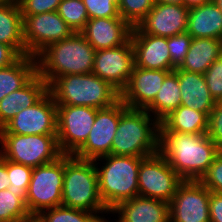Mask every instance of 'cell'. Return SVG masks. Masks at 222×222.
<instances>
[{
	"label": "cell",
	"mask_w": 222,
	"mask_h": 222,
	"mask_svg": "<svg viewBox=\"0 0 222 222\" xmlns=\"http://www.w3.org/2000/svg\"><path fill=\"white\" fill-rule=\"evenodd\" d=\"M159 153L183 180L199 181L220 151L207 134L159 132Z\"/></svg>",
	"instance_id": "cell-1"
},
{
	"label": "cell",
	"mask_w": 222,
	"mask_h": 222,
	"mask_svg": "<svg viewBox=\"0 0 222 222\" xmlns=\"http://www.w3.org/2000/svg\"><path fill=\"white\" fill-rule=\"evenodd\" d=\"M95 49L80 32L50 44L35 58L37 74L49 85L67 74H90L94 67Z\"/></svg>",
	"instance_id": "cell-2"
},
{
	"label": "cell",
	"mask_w": 222,
	"mask_h": 222,
	"mask_svg": "<svg viewBox=\"0 0 222 222\" xmlns=\"http://www.w3.org/2000/svg\"><path fill=\"white\" fill-rule=\"evenodd\" d=\"M145 109L128 108L120 100V120L111 154L146 158L159 152V122ZM153 121V122H152Z\"/></svg>",
	"instance_id": "cell-3"
},
{
	"label": "cell",
	"mask_w": 222,
	"mask_h": 222,
	"mask_svg": "<svg viewBox=\"0 0 222 222\" xmlns=\"http://www.w3.org/2000/svg\"><path fill=\"white\" fill-rule=\"evenodd\" d=\"M56 105L87 106L95 109L112 106L120 93L93 73L67 74L55 78L49 85Z\"/></svg>",
	"instance_id": "cell-4"
},
{
	"label": "cell",
	"mask_w": 222,
	"mask_h": 222,
	"mask_svg": "<svg viewBox=\"0 0 222 222\" xmlns=\"http://www.w3.org/2000/svg\"><path fill=\"white\" fill-rule=\"evenodd\" d=\"M61 205L91 213H109L99 195L94 160H82L64 154Z\"/></svg>",
	"instance_id": "cell-5"
},
{
	"label": "cell",
	"mask_w": 222,
	"mask_h": 222,
	"mask_svg": "<svg viewBox=\"0 0 222 222\" xmlns=\"http://www.w3.org/2000/svg\"><path fill=\"white\" fill-rule=\"evenodd\" d=\"M103 159L106 161L105 165L98 168L97 160ZM143 159L113 154L94 159L98 175L99 195L109 211L120 202L138 196V171Z\"/></svg>",
	"instance_id": "cell-6"
},
{
	"label": "cell",
	"mask_w": 222,
	"mask_h": 222,
	"mask_svg": "<svg viewBox=\"0 0 222 222\" xmlns=\"http://www.w3.org/2000/svg\"><path fill=\"white\" fill-rule=\"evenodd\" d=\"M0 144L4 159L32 168L54 162L63 155L57 135L0 133Z\"/></svg>",
	"instance_id": "cell-7"
},
{
	"label": "cell",
	"mask_w": 222,
	"mask_h": 222,
	"mask_svg": "<svg viewBox=\"0 0 222 222\" xmlns=\"http://www.w3.org/2000/svg\"><path fill=\"white\" fill-rule=\"evenodd\" d=\"M64 177V154L56 161L34 167L25 201L30 215L60 206Z\"/></svg>",
	"instance_id": "cell-8"
},
{
	"label": "cell",
	"mask_w": 222,
	"mask_h": 222,
	"mask_svg": "<svg viewBox=\"0 0 222 222\" xmlns=\"http://www.w3.org/2000/svg\"><path fill=\"white\" fill-rule=\"evenodd\" d=\"M183 181L158 152L140 162L138 195L169 203Z\"/></svg>",
	"instance_id": "cell-9"
},
{
	"label": "cell",
	"mask_w": 222,
	"mask_h": 222,
	"mask_svg": "<svg viewBox=\"0 0 222 222\" xmlns=\"http://www.w3.org/2000/svg\"><path fill=\"white\" fill-rule=\"evenodd\" d=\"M98 109L57 105V140L60 151L73 155L86 141Z\"/></svg>",
	"instance_id": "cell-10"
},
{
	"label": "cell",
	"mask_w": 222,
	"mask_h": 222,
	"mask_svg": "<svg viewBox=\"0 0 222 222\" xmlns=\"http://www.w3.org/2000/svg\"><path fill=\"white\" fill-rule=\"evenodd\" d=\"M25 55L36 57L50 44L70 37L74 32L57 11L22 15Z\"/></svg>",
	"instance_id": "cell-11"
},
{
	"label": "cell",
	"mask_w": 222,
	"mask_h": 222,
	"mask_svg": "<svg viewBox=\"0 0 222 222\" xmlns=\"http://www.w3.org/2000/svg\"><path fill=\"white\" fill-rule=\"evenodd\" d=\"M0 133L57 135V105L48 91L36 104L22 109Z\"/></svg>",
	"instance_id": "cell-12"
},
{
	"label": "cell",
	"mask_w": 222,
	"mask_h": 222,
	"mask_svg": "<svg viewBox=\"0 0 222 222\" xmlns=\"http://www.w3.org/2000/svg\"><path fill=\"white\" fill-rule=\"evenodd\" d=\"M210 193L200 181L184 180L169 202L170 222H210Z\"/></svg>",
	"instance_id": "cell-13"
},
{
	"label": "cell",
	"mask_w": 222,
	"mask_h": 222,
	"mask_svg": "<svg viewBox=\"0 0 222 222\" xmlns=\"http://www.w3.org/2000/svg\"><path fill=\"white\" fill-rule=\"evenodd\" d=\"M134 65V49L130 39L114 48L96 50L92 73L120 93L126 87Z\"/></svg>",
	"instance_id": "cell-14"
},
{
	"label": "cell",
	"mask_w": 222,
	"mask_h": 222,
	"mask_svg": "<svg viewBox=\"0 0 222 222\" xmlns=\"http://www.w3.org/2000/svg\"><path fill=\"white\" fill-rule=\"evenodd\" d=\"M119 120L120 99L112 106L98 109L85 143L72 156L82 160H94L110 155Z\"/></svg>",
	"instance_id": "cell-15"
},
{
	"label": "cell",
	"mask_w": 222,
	"mask_h": 222,
	"mask_svg": "<svg viewBox=\"0 0 222 222\" xmlns=\"http://www.w3.org/2000/svg\"><path fill=\"white\" fill-rule=\"evenodd\" d=\"M189 8L184 5L155 3L147 15L133 27L131 34H149L169 38L186 32Z\"/></svg>",
	"instance_id": "cell-16"
},
{
	"label": "cell",
	"mask_w": 222,
	"mask_h": 222,
	"mask_svg": "<svg viewBox=\"0 0 222 222\" xmlns=\"http://www.w3.org/2000/svg\"><path fill=\"white\" fill-rule=\"evenodd\" d=\"M173 70H154L134 65L120 100L132 109H145L158 94L166 75Z\"/></svg>",
	"instance_id": "cell-17"
},
{
	"label": "cell",
	"mask_w": 222,
	"mask_h": 222,
	"mask_svg": "<svg viewBox=\"0 0 222 222\" xmlns=\"http://www.w3.org/2000/svg\"><path fill=\"white\" fill-rule=\"evenodd\" d=\"M133 27L121 17L89 19L80 32L95 50L127 43Z\"/></svg>",
	"instance_id": "cell-18"
},
{
	"label": "cell",
	"mask_w": 222,
	"mask_h": 222,
	"mask_svg": "<svg viewBox=\"0 0 222 222\" xmlns=\"http://www.w3.org/2000/svg\"><path fill=\"white\" fill-rule=\"evenodd\" d=\"M135 66L144 69L174 70L167 38L149 34H131Z\"/></svg>",
	"instance_id": "cell-19"
},
{
	"label": "cell",
	"mask_w": 222,
	"mask_h": 222,
	"mask_svg": "<svg viewBox=\"0 0 222 222\" xmlns=\"http://www.w3.org/2000/svg\"><path fill=\"white\" fill-rule=\"evenodd\" d=\"M110 212L119 214L117 222H170L169 203L139 195L120 202Z\"/></svg>",
	"instance_id": "cell-20"
},
{
	"label": "cell",
	"mask_w": 222,
	"mask_h": 222,
	"mask_svg": "<svg viewBox=\"0 0 222 222\" xmlns=\"http://www.w3.org/2000/svg\"><path fill=\"white\" fill-rule=\"evenodd\" d=\"M48 92L47 82L36 74L24 87L0 101V129L22 109L36 104Z\"/></svg>",
	"instance_id": "cell-21"
},
{
	"label": "cell",
	"mask_w": 222,
	"mask_h": 222,
	"mask_svg": "<svg viewBox=\"0 0 222 222\" xmlns=\"http://www.w3.org/2000/svg\"><path fill=\"white\" fill-rule=\"evenodd\" d=\"M178 74L181 105L205 113L207 116L216 104L206 85L204 74L174 69Z\"/></svg>",
	"instance_id": "cell-22"
},
{
	"label": "cell",
	"mask_w": 222,
	"mask_h": 222,
	"mask_svg": "<svg viewBox=\"0 0 222 222\" xmlns=\"http://www.w3.org/2000/svg\"><path fill=\"white\" fill-rule=\"evenodd\" d=\"M186 32L192 38L222 40V12L213 0L189 8Z\"/></svg>",
	"instance_id": "cell-23"
},
{
	"label": "cell",
	"mask_w": 222,
	"mask_h": 222,
	"mask_svg": "<svg viewBox=\"0 0 222 222\" xmlns=\"http://www.w3.org/2000/svg\"><path fill=\"white\" fill-rule=\"evenodd\" d=\"M222 55V40L213 38H192L181 70L204 74L209 66Z\"/></svg>",
	"instance_id": "cell-24"
},
{
	"label": "cell",
	"mask_w": 222,
	"mask_h": 222,
	"mask_svg": "<svg viewBox=\"0 0 222 222\" xmlns=\"http://www.w3.org/2000/svg\"><path fill=\"white\" fill-rule=\"evenodd\" d=\"M0 42L25 55L23 18L17 1L0 4Z\"/></svg>",
	"instance_id": "cell-25"
},
{
	"label": "cell",
	"mask_w": 222,
	"mask_h": 222,
	"mask_svg": "<svg viewBox=\"0 0 222 222\" xmlns=\"http://www.w3.org/2000/svg\"><path fill=\"white\" fill-rule=\"evenodd\" d=\"M208 116L180 105L159 123V132H176L188 134H206Z\"/></svg>",
	"instance_id": "cell-26"
},
{
	"label": "cell",
	"mask_w": 222,
	"mask_h": 222,
	"mask_svg": "<svg viewBox=\"0 0 222 222\" xmlns=\"http://www.w3.org/2000/svg\"><path fill=\"white\" fill-rule=\"evenodd\" d=\"M37 74V61L31 55L21 56L12 65L0 69V101L24 87Z\"/></svg>",
	"instance_id": "cell-27"
},
{
	"label": "cell",
	"mask_w": 222,
	"mask_h": 222,
	"mask_svg": "<svg viewBox=\"0 0 222 222\" xmlns=\"http://www.w3.org/2000/svg\"><path fill=\"white\" fill-rule=\"evenodd\" d=\"M181 105V93L178 83V74L175 70L170 71L154 100L145 108L150 114L154 113V119L161 122L173 110Z\"/></svg>",
	"instance_id": "cell-28"
},
{
	"label": "cell",
	"mask_w": 222,
	"mask_h": 222,
	"mask_svg": "<svg viewBox=\"0 0 222 222\" xmlns=\"http://www.w3.org/2000/svg\"><path fill=\"white\" fill-rule=\"evenodd\" d=\"M37 217L40 222H109L105 217L98 216L97 213L93 214L63 205L45 209Z\"/></svg>",
	"instance_id": "cell-29"
},
{
	"label": "cell",
	"mask_w": 222,
	"mask_h": 222,
	"mask_svg": "<svg viewBox=\"0 0 222 222\" xmlns=\"http://www.w3.org/2000/svg\"><path fill=\"white\" fill-rule=\"evenodd\" d=\"M25 202L8 189L0 191V222H16L30 217Z\"/></svg>",
	"instance_id": "cell-30"
},
{
	"label": "cell",
	"mask_w": 222,
	"mask_h": 222,
	"mask_svg": "<svg viewBox=\"0 0 222 222\" xmlns=\"http://www.w3.org/2000/svg\"><path fill=\"white\" fill-rule=\"evenodd\" d=\"M57 13L73 32H81L89 20L83 0H62Z\"/></svg>",
	"instance_id": "cell-31"
},
{
	"label": "cell",
	"mask_w": 222,
	"mask_h": 222,
	"mask_svg": "<svg viewBox=\"0 0 222 222\" xmlns=\"http://www.w3.org/2000/svg\"><path fill=\"white\" fill-rule=\"evenodd\" d=\"M32 171L33 168L30 166L7 160V173L10 179L8 190L18 195L24 202L27 198Z\"/></svg>",
	"instance_id": "cell-32"
},
{
	"label": "cell",
	"mask_w": 222,
	"mask_h": 222,
	"mask_svg": "<svg viewBox=\"0 0 222 222\" xmlns=\"http://www.w3.org/2000/svg\"><path fill=\"white\" fill-rule=\"evenodd\" d=\"M154 4V0H120L119 15L132 27H135L154 7Z\"/></svg>",
	"instance_id": "cell-33"
},
{
	"label": "cell",
	"mask_w": 222,
	"mask_h": 222,
	"mask_svg": "<svg viewBox=\"0 0 222 222\" xmlns=\"http://www.w3.org/2000/svg\"><path fill=\"white\" fill-rule=\"evenodd\" d=\"M89 19L120 17V0H83Z\"/></svg>",
	"instance_id": "cell-34"
},
{
	"label": "cell",
	"mask_w": 222,
	"mask_h": 222,
	"mask_svg": "<svg viewBox=\"0 0 222 222\" xmlns=\"http://www.w3.org/2000/svg\"><path fill=\"white\" fill-rule=\"evenodd\" d=\"M191 40L192 37L187 32L167 38L171 62L176 68L184 61L189 50Z\"/></svg>",
	"instance_id": "cell-35"
},
{
	"label": "cell",
	"mask_w": 222,
	"mask_h": 222,
	"mask_svg": "<svg viewBox=\"0 0 222 222\" xmlns=\"http://www.w3.org/2000/svg\"><path fill=\"white\" fill-rule=\"evenodd\" d=\"M204 78L215 102H222V55L209 66Z\"/></svg>",
	"instance_id": "cell-36"
},
{
	"label": "cell",
	"mask_w": 222,
	"mask_h": 222,
	"mask_svg": "<svg viewBox=\"0 0 222 222\" xmlns=\"http://www.w3.org/2000/svg\"><path fill=\"white\" fill-rule=\"evenodd\" d=\"M199 181L211 192L222 194V152L214 158Z\"/></svg>",
	"instance_id": "cell-37"
},
{
	"label": "cell",
	"mask_w": 222,
	"mask_h": 222,
	"mask_svg": "<svg viewBox=\"0 0 222 222\" xmlns=\"http://www.w3.org/2000/svg\"><path fill=\"white\" fill-rule=\"evenodd\" d=\"M206 134L216 144L219 151L222 152V102H216L209 113Z\"/></svg>",
	"instance_id": "cell-38"
},
{
	"label": "cell",
	"mask_w": 222,
	"mask_h": 222,
	"mask_svg": "<svg viewBox=\"0 0 222 222\" xmlns=\"http://www.w3.org/2000/svg\"><path fill=\"white\" fill-rule=\"evenodd\" d=\"M22 15H38L57 11L62 0H17Z\"/></svg>",
	"instance_id": "cell-39"
},
{
	"label": "cell",
	"mask_w": 222,
	"mask_h": 222,
	"mask_svg": "<svg viewBox=\"0 0 222 222\" xmlns=\"http://www.w3.org/2000/svg\"><path fill=\"white\" fill-rule=\"evenodd\" d=\"M209 211L210 222H222V194L210 193Z\"/></svg>",
	"instance_id": "cell-40"
},
{
	"label": "cell",
	"mask_w": 222,
	"mask_h": 222,
	"mask_svg": "<svg viewBox=\"0 0 222 222\" xmlns=\"http://www.w3.org/2000/svg\"><path fill=\"white\" fill-rule=\"evenodd\" d=\"M21 56L9 45L0 42V69L15 63Z\"/></svg>",
	"instance_id": "cell-41"
},
{
	"label": "cell",
	"mask_w": 222,
	"mask_h": 222,
	"mask_svg": "<svg viewBox=\"0 0 222 222\" xmlns=\"http://www.w3.org/2000/svg\"><path fill=\"white\" fill-rule=\"evenodd\" d=\"M10 179L7 173V160L0 155V191L8 189Z\"/></svg>",
	"instance_id": "cell-42"
},
{
	"label": "cell",
	"mask_w": 222,
	"mask_h": 222,
	"mask_svg": "<svg viewBox=\"0 0 222 222\" xmlns=\"http://www.w3.org/2000/svg\"><path fill=\"white\" fill-rule=\"evenodd\" d=\"M210 1H212V0H183V5L185 7L191 8L194 6H199V5L208 3Z\"/></svg>",
	"instance_id": "cell-43"
},
{
	"label": "cell",
	"mask_w": 222,
	"mask_h": 222,
	"mask_svg": "<svg viewBox=\"0 0 222 222\" xmlns=\"http://www.w3.org/2000/svg\"><path fill=\"white\" fill-rule=\"evenodd\" d=\"M155 3L183 5V0H154Z\"/></svg>",
	"instance_id": "cell-44"
},
{
	"label": "cell",
	"mask_w": 222,
	"mask_h": 222,
	"mask_svg": "<svg viewBox=\"0 0 222 222\" xmlns=\"http://www.w3.org/2000/svg\"><path fill=\"white\" fill-rule=\"evenodd\" d=\"M16 222H40V220L37 216L31 215L30 217H28L24 220H20V221H16Z\"/></svg>",
	"instance_id": "cell-45"
},
{
	"label": "cell",
	"mask_w": 222,
	"mask_h": 222,
	"mask_svg": "<svg viewBox=\"0 0 222 222\" xmlns=\"http://www.w3.org/2000/svg\"><path fill=\"white\" fill-rule=\"evenodd\" d=\"M222 12V0H213Z\"/></svg>",
	"instance_id": "cell-46"
},
{
	"label": "cell",
	"mask_w": 222,
	"mask_h": 222,
	"mask_svg": "<svg viewBox=\"0 0 222 222\" xmlns=\"http://www.w3.org/2000/svg\"><path fill=\"white\" fill-rule=\"evenodd\" d=\"M17 0H0V4H4V3H10V2H14Z\"/></svg>",
	"instance_id": "cell-47"
}]
</instances>
